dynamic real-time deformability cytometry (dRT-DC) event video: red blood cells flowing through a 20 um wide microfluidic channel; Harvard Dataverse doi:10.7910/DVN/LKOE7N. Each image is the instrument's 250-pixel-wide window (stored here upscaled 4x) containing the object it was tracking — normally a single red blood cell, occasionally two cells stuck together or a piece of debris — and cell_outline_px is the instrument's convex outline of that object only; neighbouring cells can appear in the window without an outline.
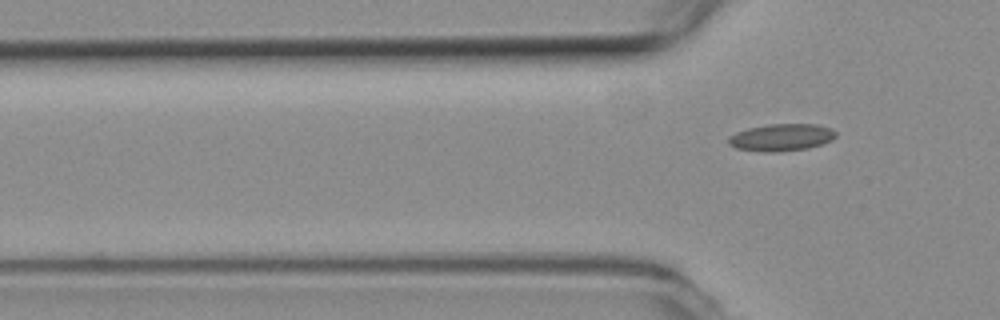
{"species": "common noctule bat (a hibernating species)", "species_latin": "Nyctalus noctula", "temperature_condition": "room temperature", "stored_images_in_passage": 4, "segment_of_instrument_passage": [2, 2], "camera_frame_rate_fps": 3000, "um_per_image_px": 0.085, "animal": {"sex": "female", "body_mass_g": 19.3, "forearm_length_mm": 54.1}, "frame": {"image": 1, "passage_image": 4, "time_ms": 1.0, "image_size_px": [1000, 320], "cell_outline_px": [[836, 136], [832, 140], [824, 144], [808, 148], [776, 152], [764, 152], [736, 148], [728, 144], [728, 136], [736, 132], [748, 128], [768, 124], [816, 124], [832, 128], [836, 132]], "centroid_in_image_um": [66.43, 11.68], "position_along_channel_um": 59.4, "area_um2": 17.17}}